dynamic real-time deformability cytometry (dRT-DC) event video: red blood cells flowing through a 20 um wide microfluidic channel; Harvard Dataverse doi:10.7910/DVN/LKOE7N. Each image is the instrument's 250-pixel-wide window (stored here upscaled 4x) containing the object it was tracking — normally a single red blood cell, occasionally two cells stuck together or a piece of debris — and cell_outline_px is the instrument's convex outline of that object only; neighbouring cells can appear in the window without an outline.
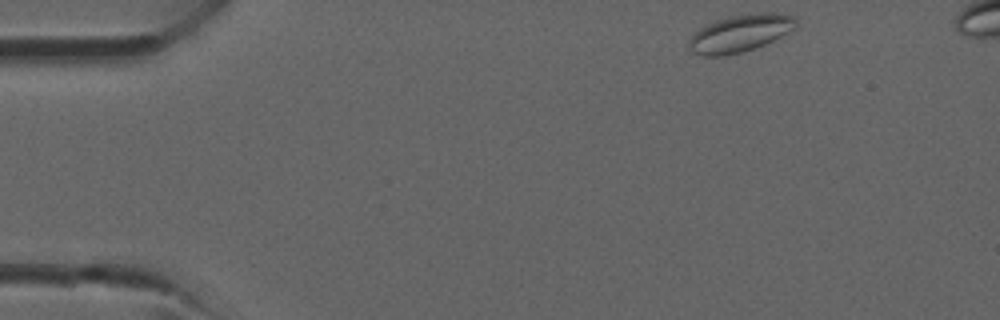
{"species": "common noctule bat (a hibernating species)", "species_latin": "Nyctalus noctula", "temperature_condition": "room temperature", "stored_images_in_passage": 33, "camera_frame_rate_fps": 3000, "um_per_image_px": 0.085, "animal": {"sex": "male", "forearm_length_mm": 52.5}, "frame": {"image": 1, "passage_image": 1, "time_ms": 0.0, "image_size_px": [1000, 320], "cell_outline_px": [[800, 28], [756, 48], [744, 52], [724, 56], [704, 56], [692, 52], [688, 48], [688, 40], [700, 28], [716, 20], [748, 12], [784, 12], [796, 16], [800, 24]], "centroid_in_image_um": [63.03, 2.81], "position_along_channel_um": 22.0, "area_um2": 24.1}}
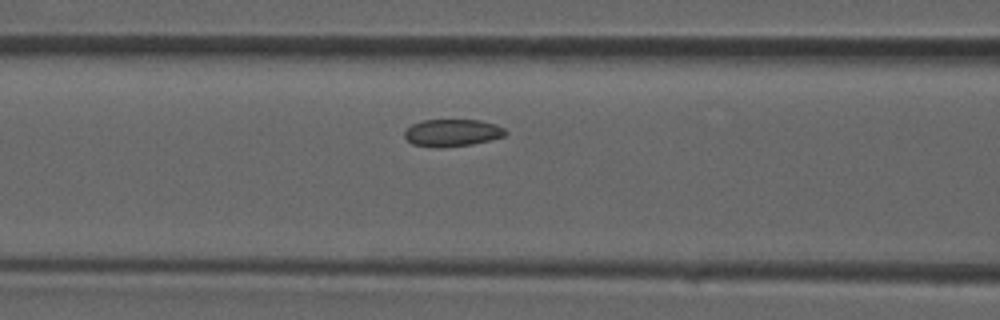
{"frame": {"image": 2, "passage_image": 12, "time_ms": 3.667, "image_size_px": [1000, 320], "cell_outline_px": [[508, 132], [504, 136], [472, 144], [412, 144], [404, 136], [404, 132], [412, 124], [424, 120], [480, 120], [496, 124], [504, 128]], "centroid_in_image_um": [38.5, 11.22], "position_along_channel_um": 128.1, "area_um2": 15.09}}
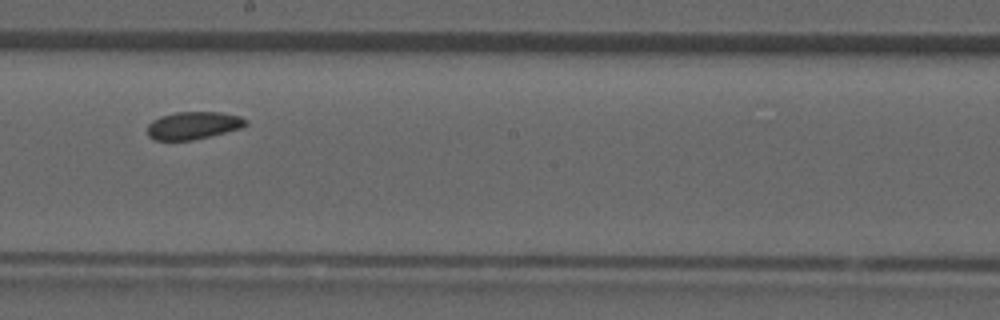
{"frame": {"image": 3, "passage_image": 18, "time_ms": 5.667, "image_size_px": [1000, 320], "cell_outline_px": [[248, 124], [240, 128], [192, 140], [156, 140], [148, 136], [148, 124], [152, 120], [160, 116], [176, 112], [220, 112], [240, 116], [248, 120]], "centroid_in_image_um": [16.42, 10.65], "position_along_channel_um": 231.8, "area_um2": 15.72}}